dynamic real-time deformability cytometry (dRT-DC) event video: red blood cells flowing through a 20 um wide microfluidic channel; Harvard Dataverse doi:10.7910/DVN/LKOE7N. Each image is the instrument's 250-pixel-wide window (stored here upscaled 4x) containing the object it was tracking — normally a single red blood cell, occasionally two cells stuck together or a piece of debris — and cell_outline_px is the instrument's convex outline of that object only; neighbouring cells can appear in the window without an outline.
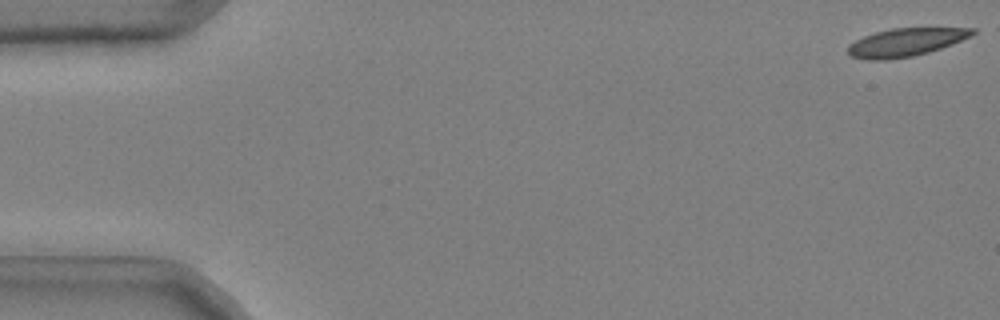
{"species": "common noctule bat (a hibernating species)", "species_latin": "Nyctalus noctula", "temperature_condition": "cold", "stored_images_in_passage": 47, "camera_frame_rate_fps": 3000, "um_per_image_px": 0.085, "animal": {"sex": "male", "body_mass_g": 20.4}, "frame": {"image": 1, "passage_image": 1, "time_ms": 0.0, "image_size_px": [1000, 320], "cell_outline_px": [[976, 32], [952, 44], [928, 52], [912, 56], [888, 60], [868, 60], [848, 56], [848, 44], [864, 36], [876, 32], [892, 28], [976, 28]], "centroid_in_image_um": [76.92, 3.6], "position_along_channel_um": 8.1, "area_um2": 20.23}}
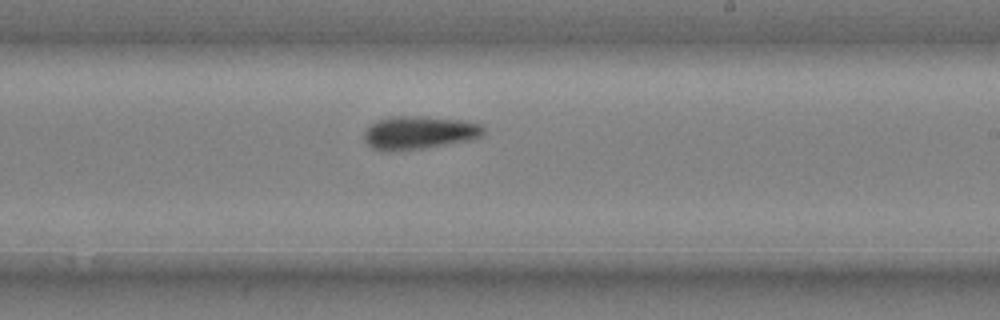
{"frame": {"image": 2, "passage_image": 32, "time_ms": 10.333, "image_size_px": [1000, 320], "cell_outline_px": [[484, 136], [472, 140], [424, 148], [388, 152], [380, 152], [372, 148], [364, 140], [364, 132], [376, 120], [392, 116], [424, 116], [460, 120], [480, 124], [484, 128]], "centroid_in_image_um": [35.61, 11.29], "position_along_channel_um": 253.4, "area_um2": 23.35}}
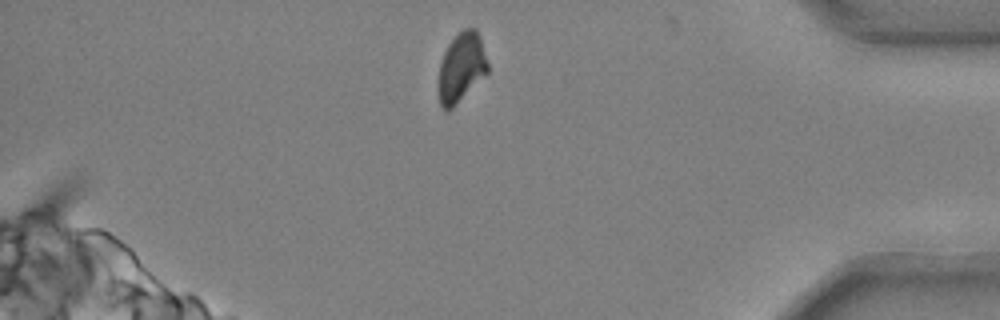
{"frame": {"image": 3, "passage_image": 46, "time_ms": 15.0, "image_size_px": [1000, 320], "cell_outline_px": [[488, 72], [448, 112], [440, 108], [440, 60], [448, 44], [456, 32], [464, 28], [476, 28], [480, 36], [488, 64]], "centroid_in_image_um": [39.22, 5.69], "position_along_channel_um": 396.0, "area_um2": 19.77}}